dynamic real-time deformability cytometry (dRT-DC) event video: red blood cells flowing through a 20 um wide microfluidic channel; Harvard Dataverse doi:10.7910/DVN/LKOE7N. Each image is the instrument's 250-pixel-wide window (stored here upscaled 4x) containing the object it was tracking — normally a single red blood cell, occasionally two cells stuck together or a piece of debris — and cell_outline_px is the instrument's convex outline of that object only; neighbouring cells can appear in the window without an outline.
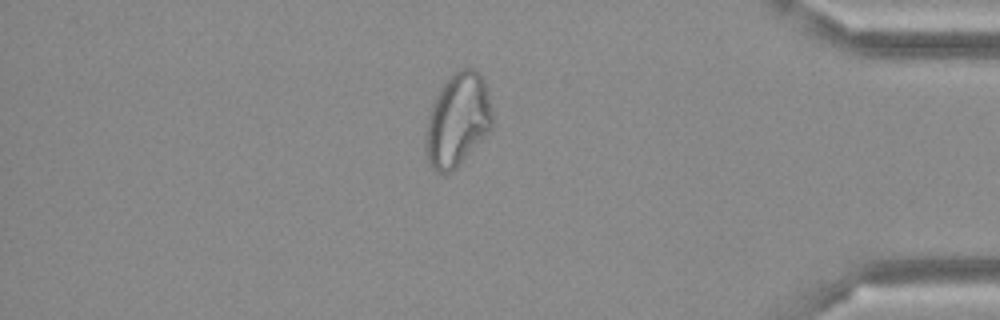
{"species": "Egyptian fruit bat (a non-hibernating species)", "species_latin": "Rousettus aegyptiacus", "temperature_condition": "cold", "stored_images_in_passage": 50, "camera_frame_rate_fps": 3000, "um_per_image_px": 0.085, "frame": {"image": 1, "passage_image": 43, "time_ms": 14.0, "image_size_px": [1000, 320], "cell_outline_px": [[492, 128], [460, 164], [452, 172], [436, 172], [432, 168], [428, 160], [424, 148], [424, 140], [428, 116], [432, 104], [440, 88], [448, 76], [460, 68], [476, 68], [480, 72], [484, 80], [492, 108]], "centroid_in_image_um": [38.89, 10.18], "position_along_channel_um": 396.3, "area_um2": 36.53}}